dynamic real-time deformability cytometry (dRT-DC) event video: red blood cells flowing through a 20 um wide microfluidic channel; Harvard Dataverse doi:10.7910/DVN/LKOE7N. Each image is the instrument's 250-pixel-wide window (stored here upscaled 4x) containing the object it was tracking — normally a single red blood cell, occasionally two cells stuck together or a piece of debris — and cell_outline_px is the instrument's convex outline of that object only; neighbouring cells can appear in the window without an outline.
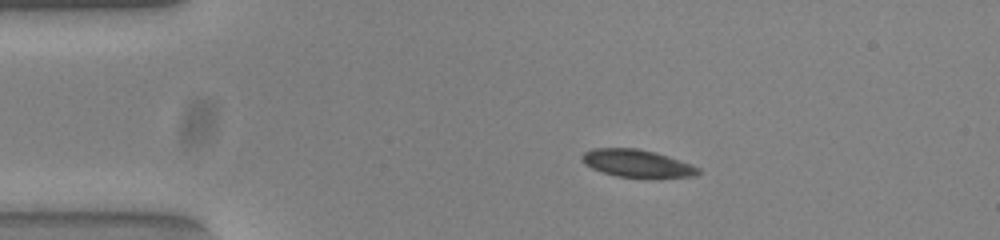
{"species": "common noctule bat (a hibernating species)", "species_latin": "Nyctalus noctula", "temperature_condition": "warm", "stored_images_in_passage": 44, "camera_frame_rate_fps": 3000, "um_per_image_px": 0.085, "animal": {"sex": "female", "body_mass_g": 23.0, "forearm_length_mm": 53.4}, "frame": {"image": 1, "passage_image": 1, "time_ms": 0.0, "image_size_px": [1000, 240], "cell_outline_px": [[700, 172], [696, 176], [616, 176], [592, 168], [584, 164], [580, 160], [580, 156], [584, 152], [592, 148], [636, 148], [656, 152], [692, 164], [700, 168]], "centroid_in_image_um": [54.1, 13.85], "position_along_channel_um": 30.9, "area_um2": 18.32}}
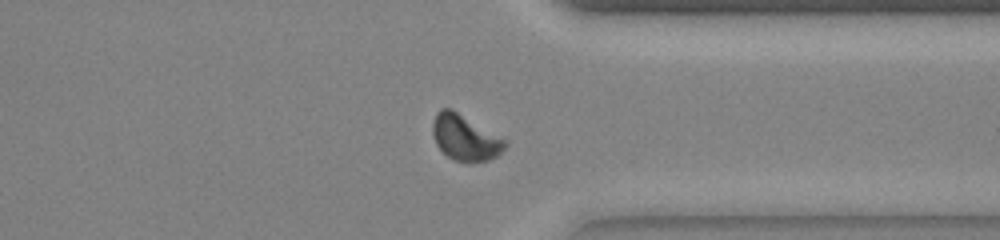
{"frame": {"image": 2, "passage_image": 32, "time_ms": 10.333, "image_size_px": [1000, 240], "cell_outline_px": [[508, 144], [496, 156], [488, 160], [468, 164], [456, 160], [448, 156], [436, 144], [432, 132], [432, 124], [436, 112], [440, 108], [452, 108], [508, 140]], "centroid_in_image_um": [39.54, 11.69], "position_along_channel_um": 371.9, "area_um2": 19.59}}
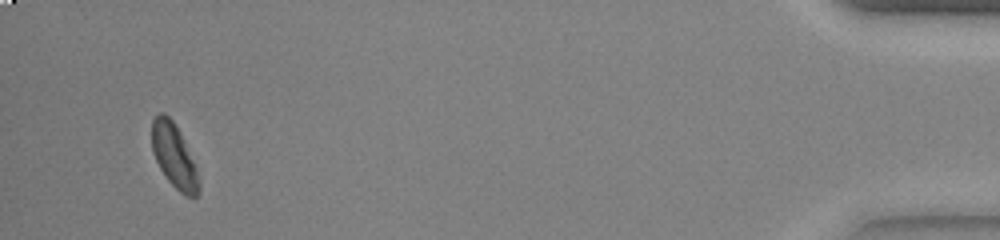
{"frame": {"image": 3, "passage_image": 42, "time_ms": 13.667, "image_size_px": [1000, 240], "cell_outline_px": [[200, 192], [196, 196], [184, 196], [168, 180], [160, 168], [152, 152], [152, 120], [160, 112], [164, 112], [172, 120], [180, 132], [196, 168], [200, 180]], "centroid_in_image_um": [14.8, 13.27], "position_along_channel_um": 420.4, "area_um2": 17.34}, "authors_computed_cell_mechanics": {"area_um2": 19.1896, "velocity_mm_per_s": 3.8135, "shape_relaxation_time_tau1_ms": 6.5836, "shape_relaxation_time_tau2_ms": 3.0483, "deformation_change_tau1": 0.1588, "deformation_change_tau2": 0.0655}}